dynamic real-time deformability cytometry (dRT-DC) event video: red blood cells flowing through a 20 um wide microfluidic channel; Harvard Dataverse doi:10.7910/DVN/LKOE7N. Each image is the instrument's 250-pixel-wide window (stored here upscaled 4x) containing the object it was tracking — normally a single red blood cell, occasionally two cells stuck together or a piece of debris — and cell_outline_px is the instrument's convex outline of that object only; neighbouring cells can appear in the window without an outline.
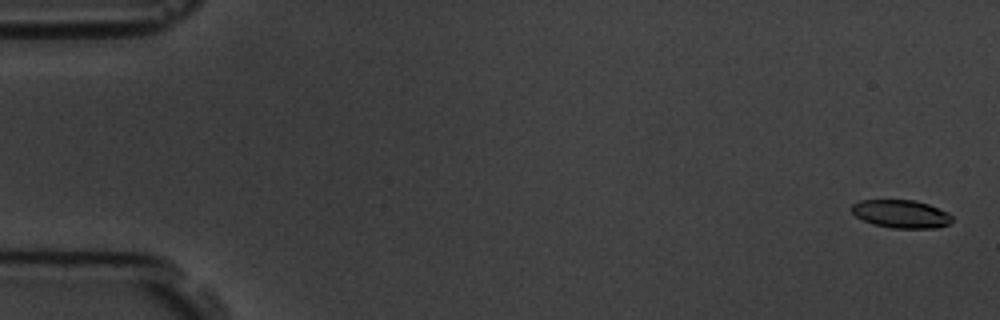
{"species": "common noctule bat (a hibernating species)", "species_latin": "Nyctalus noctula", "temperature_condition": "room temperature", "stored_images_in_passage": 15, "camera_frame_rate_fps": 3000, "um_per_image_px": 0.085, "animal": {"sex": "male", "body_mass_g": 19.5, "forearm_length_mm": 54.6}, "frame": {"image": 1, "passage_image": 1, "time_ms": 0.0, "image_size_px": [1000, 320], "cell_outline_px": [[952, 220], [948, 224], [936, 228], [892, 228], [872, 224], [856, 216], [852, 212], [852, 204], [860, 200], [916, 200], [928, 204], [948, 212], [952, 216]], "centroid_in_image_um": [76.6, 18.18], "position_along_channel_um": 8.4, "area_um2": 16.42}}
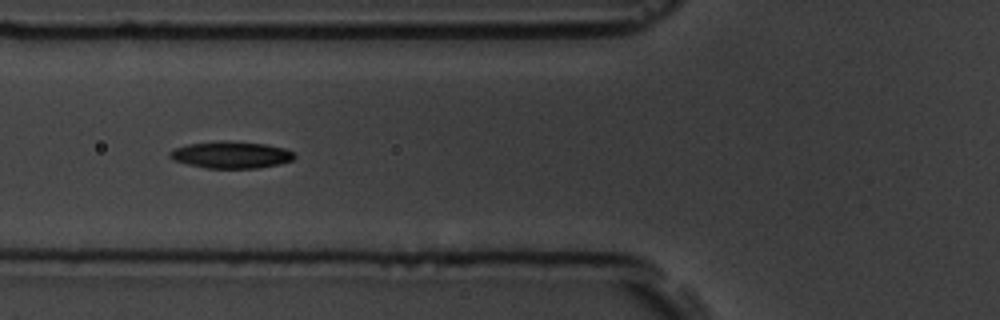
{"frame": {"image": 2, "passage_image": 6, "time_ms": 6.667, "image_size_px": [1000, 320], "cell_outline_px": [[296, 156], [292, 160], [280, 164], [256, 168], [208, 168], [188, 164], [172, 160], [168, 156], [168, 152], [176, 148], [188, 144], [264, 144], [284, 148], [292, 152]], "centroid_in_image_um": [19.65, 13.22], "position_along_channel_um": 106.2, "area_um2": 18.32}}
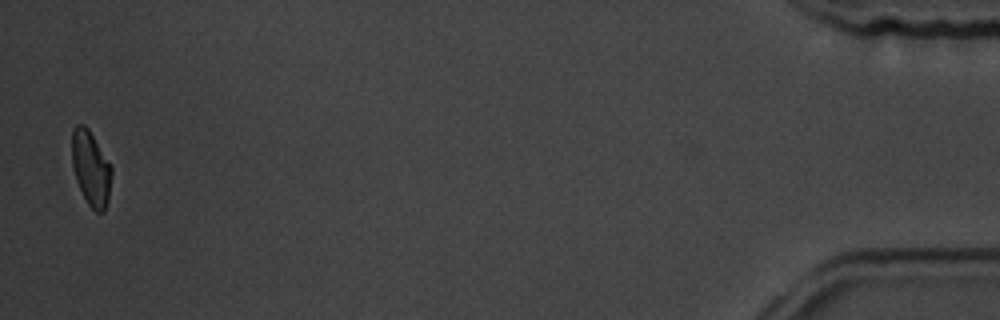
{"frame": {"image": 3, "passage_image": 15, "time_ms": 18.0, "image_size_px": [1000, 320], "cell_outline_px": [[112, 176], [108, 200], [104, 212], [96, 212], [88, 204], [76, 180], [72, 164], [72, 128], [76, 124], [84, 124], [88, 128], [112, 164]], "centroid_in_image_um": [7.74, 14.28], "position_along_channel_um": 427.5, "area_um2": 17.51}, "authors_computed_cell_mechanics": {"area_um2": 18.1492, "velocity_mm_per_s": 3.6521, "shape_relaxation_time_tau1_ms": 2.8098, "shape_relaxation_time_tau2_ms": null, "deformation_change_tau1": 0.125, "deformation_change_tau2": null}}